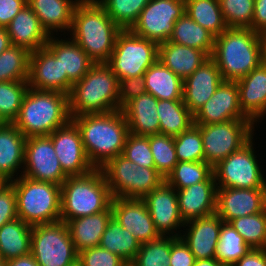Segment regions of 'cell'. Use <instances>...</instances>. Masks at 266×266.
I'll use <instances>...</instances> for the list:
<instances>
[{
	"instance_id": "cell-1",
	"label": "cell",
	"mask_w": 266,
	"mask_h": 266,
	"mask_svg": "<svg viewBox=\"0 0 266 266\" xmlns=\"http://www.w3.org/2000/svg\"><path fill=\"white\" fill-rule=\"evenodd\" d=\"M71 120L80 130L86 155L95 169L123 153L129 129L121 109L83 114Z\"/></svg>"
},
{
	"instance_id": "cell-2",
	"label": "cell",
	"mask_w": 266,
	"mask_h": 266,
	"mask_svg": "<svg viewBox=\"0 0 266 266\" xmlns=\"http://www.w3.org/2000/svg\"><path fill=\"white\" fill-rule=\"evenodd\" d=\"M211 58L224 81H237L266 60L263 37L251 28H227L215 37Z\"/></svg>"
},
{
	"instance_id": "cell-3",
	"label": "cell",
	"mask_w": 266,
	"mask_h": 266,
	"mask_svg": "<svg viewBox=\"0 0 266 266\" xmlns=\"http://www.w3.org/2000/svg\"><path fill=\"white\" fill-rule=\"evenodd\" d=\"M121 30L97 0H80L75 7L69 32L70 38L95 63H105L112 55Z\"/></svg>"
},
{
	"instance_id": "cell-4",
	"label": "cell",
	"mask_w": 266,
	"mask_h": 266,
	"mask_svg": "<svg viewBox=\"0 0 266 266\" xmlns=\"http://www.w3.org/2000/svg\"><path fill=\"white\" fill-rule=\"evenodd\" d=\"M71 120L68 95L28 88L15 127L26 137L49 136Z\"/></svg>"
},
{
	"instance_id": "cell-5",
	"label": "cell",
	"mask_w": 266,
	"mask_h": 266,
	"mask_svg": "<svg viewBox=\"0 0 266 266\" xmlns=\"http://www.w3.org/2000/svg\"><path fill=\"white\" fill-rule=\"evenodd\" d=\"M119 80L105 63H95L68 95L70 117L119 110Z\"/></svg>"
},
{
	"instance_id": "cell-6",
	"label": "cell",
	"mask_w": 266,
	"mask_h": 266,
	"mask_svg": "<svg viewBox=\"0 0 266 266\" xmlns=\"http://www.w3.org/2000/svg\"><path fill=\"white\" fill-rule=\"evenodd\" d=\"M112 198L101 169L68 176L61 185V220L67 222L105 211Z\"/></svg>"
},
{
	"instance_id": "cell-7",
	"label": "cell",
	"mask_w": 266,
	"mask_h": 266,
	"mask_svg": "<svg viewBox=\"0 0 266 266\" xmlns=\"http://www.w3.org/2000/svg\"><path fill=\"white\" fill-rule=\"evenodd\" d=\"M16 193L17 216L31 226L61 220V186L20 176L10 181Z\"/></svg>"
},
{
	"instance_id": "cell-8",
	"label": "cell",
	"mask_w": 266,
	"mask_h": 266,
	"mask_svg": "<svg viewBox=\"0 0 266 266\" xmlns=\"http://www.w3.org/2000/svg\"><path fill=\"white\" fill-rule=\"evenodd\" d=\"M159 44L142 38L130 29H122L115 41L114 50L105 64L122 78L144 76L148 68L158 60Z\"/></svg>"
},
{
	"instance_id": "cell-9",
	"label": "cell",
	"mask_w": 266,
	"mask_h": 266,
	"mask_svg": "<svg viewBox=\"0 0 266 266\" xmlns=\"http://www.w3.org/2000/svg\"><path fill=\"white\" fill-rule=\"evenodd\" d=\"M31 254L39 266H69L78 259L66 222L32 226Z\"/></svg>"
},
{
	"instance_id": "cell-10",
	"label": "cell",
	"mask_w": 266,
	"mask_h": 266,
	"mask_svg": "<svg viewBox=\"0 0 266 266\" xmlns=\"http://www.w3.org/2000/svg\"><path fill=\"white\" fill-rule=\"evenodd\" d=\"M202 137L205 162L212 167L239 150L254 136L251 120H229L222 123L198 125Z\"/></svg>"
},
{
	"instance_id": "cell-11",
	"label": "cell",
	"mask_w": 266,
	"mask_h": 266,
	"mask_svg": "<svg viewBox=\"0 0 266 266\" xmlns=\"http://www.w3.org/2000/svg\"><path fill=\"white\" fill-rule=\"evenodd\" d=\"M253 137L213 167L217 188H266V177L256 159Z\"/></svg>"
},
{
	"instance_id": "cell-12",
	"label": "cell",
	"mask_w": 266,
	"mask_h": 266,
	"mask_svg": "<svg viewBox=\"0 0 266 266\" xmlns=\"http://www.w3.org/2000/svg\"><path fill=\"white\" fill-rule=\"evenodd\" d=\"M185 13V0H150L130 30L160 44L168 41L175 22Z\"/></svg>"
},
{
	"instance_id": "cell-13",
	"label": "cell",
	"mask_w": 266,
	"mask_h": 266,
	"mask_svg": "<svg viewBox=\"0 0 266 266\" xmlns=\"http://www.w3.org/2000/svg\"><path fill=\"white\" fill-rule=\"evenodd\" d=\"M22 176L60 186L68 178L62 170L49 136H32L26 139Z\"/></svg>"
},
{
	"instance_id": "cell-14",
	"label": "cell",
	"mask_w": 266,
	"mask_h": 266,
	"mask_svg": "<svg viewBox=\"0 0 266 266\" xmlns=\"http://www.w3.org/2000/svg\"><path fill=\"white\" fill-rule=\"evenodd\" d=\"M49 137L67 176H82L95 169L86 155L80 130L72 120L56 129Z\"/></svg>"
},
{
	"instance_id": "cell-15",
	"label": "cell",
	"mask_w": 266,
	"mask_h": 266,
	"mask_svg": "<svg viewBox=\"0 0 266 266\" xmlns=\"http://www.w3.org/2000/svg\"><path fill=\"white\" fill-rule=\"evenodd\" d=\"M28 85L35 90L69 95L73 83L62 75L60 58L45 46L30 53Z\"/></svg>"
},
{
	"instance_id": "cell-16",
	"label": "cell",
	"mask_w": 266,
	"mask_h": 266,
	"mask_svg": "<svg viewBox=\"0 0 266 266\" xmlns=\"http://www.w3.org/2000/svg\"><path fill=\"white\" fill-rule=\"evenodd\" d=\"M142 200L146 204L156 230L161 236H170L171 234L172 237H180L182 233L177 229L184 227L185 223L180 216L178 196L173 187L164 181Z\"/></svg>"
},
{
	"instance_id": "cell-17",
	"label": "cell",
	"mask_w": 266,
	"mask_h": 266,
	"mask_svg": "<svg viewBox=\"0 0 266 266\" xmlns=\"http://www.w3.org/2000/svg\"><path fill=\"white\" fill-rule=\"evenodd\" d=\"M250 120L241 110L236 81H223L212 97L194 114L195 125Z\"/></svg>"
},
{
	"instance_id": "cell-18",
	"label": "cell",
	"mask_w": 266,
	"mask_h": 266,
	"mask_svg": "<svg viewBox=\"0 0 266 266\" xmlns=\"http://www.w3.org/2000/svg\"><path fill=\"white\" fill-rule=\"evenodd\" d=\"M266 208V188H217L216 214L224 223L260 213Z\"/></svg>"
},
{
	"instance_id": "cell-19",
	"label": "cell",
	"mask_w": 266,
	"mask_h": 266,
	"mask_svg": "<svg viewBox=\"0 0 266 266\" xmlns=\"http://www.w3.org/2000/svg\"><path fill=\"white\" fill-rule=\"evenodd\" d=\"M113 217L128 230L140 244L156 240L161 235L142 199L112 198Z\"/></svg>"
},
{
	"instance_id": "cell-20",
	"label": "cell",
	"mask_w": 266,
	"mask_h": 266,
	"mask_svg": "<svg viewBox=\"0 0 266 266\" xmlns=\"http://www.w3.org/2000/svg\"><path fill=\"white\" fill-rule=\"evenodd\" d=\"M223 81L211 57L183 80V102L193 115L212 97Z\"/></svg>"
},
{
	"instance_id": "cell-21",
	"label": "cell",
	"mask_w": 266,
	"mask_h": 266,
	"mask_svg": "<svg viewBox=\"0 0 266 266\" xmlns=\"http://www.w3.org/2000/svg\"><path fill=\"white\" fill-rule=\"evenodd\" d=\"M175 190L184 223L216 213L217 185L214 173L206 181Z\"/></svg>"
},
{
	"instance_id": "cell-22",
	"label": "cell",
	"mask_w": 266,
	"mask_h": 266,
	"mask_svg": "<svg viewBox=\"0 0 266 266\" xmlns=\"http://www.w3.org/2000/svg\"><path fill=\"white\" fill-rule=\"evenodd\" d=\"M223 223L216 213L185 223L184 227L189 228L180 237L188 245L196 260L215 258Z\"/></svg>"
},
{
	"instance_id": "cell-23",
	"label": "cell",
	"mask_w": 266,
	"mask_h": 266,
	"mask_svg": "<svg viewBox=\"0 0 266 266\" xmlns=\"http://www.w3.org/2000/svg\"><path fill=\"white\" fill-rule=\"evenodd\" d=\"M242 112L255 124L266 115V60L237 80Z\"/></svg>"
},
{
	"instance_id": "cell-24",
	"label": "cell",
	"mask_w": 266,
	"mask_h": 266,
	"mask_svg": "<svg viewBox=\"0 0 266 266\" xmlns=\"http://www.w3.org/2000/svg\"><path fill=\"white\" fill-rule=\"evenodd\" d=\"M26 139L13 123L0 127V179L3 182L22 176ZM19 171L20 175L17 174Z\"/></svg>"
},
{
	"instance_id": "cell-25",
	"label": "cell",
	"mask_w": 266,
	"mask_h": 266,
	"mask_svg": "<svg viewBox=\"0 0 266 266\" xmlns=\"http://www.w3.org/2000/svg\"><path fill=\"white\" fill-rule=\"evenodd\" d=\"M6 28L11 44L23 47L29 52L45 47L50 37L28 5L19 11Z\"/></svg>"
},
{
	"instance_id": "cell-26",
	"label": "cell",
	"mask_w": 266,
	"mask_h": 266,
	"mask_svg": "<svg viewBox=\"0 0 266 266\" xmlns=\"http://www.w3.org/2000/svg\"><path fill=\"white\" fill-rule=\"evenodd\" d=\"M158 99L149 93L130 100L121 110L129 133L137 136L159 134Z\"/></svg>"
},
{
	"instance_id": "cell-27",
	"label": "cell",
	"mask_w": 266,
	"mask_h": 266,
	"mask_svg": "<svg viewBox=\"0 0 266 266\" xmlns=\"http://www.w3.org/2000/svg\"><path fill=\"white\" fill-rule=\"evenodd\" d=\"M80 0H27V5L39 18L40 24L49 36L53 32L70 31L73 13Z\"/></svg>"
},
{
	"instance_id": "cell-28",
	"label": "cell",
	"mask_w": 266,
	"mask_h": 266,
	"mask_svg": "<svg viewBox=\"0 0 266 266\" xmlns=\"http://www.w3.org/2000/svg\"><path fill=\"white\" fill-rule=\"evenodd\" d=\"M59 39L55 38V35L50 36L46 46L60 58L62 75H67V78L74 84L88 73L95 62L71 38Z\"/></svg>"
},
{
	"instance_id": "cell-29",
	"label": "cell",
	"mask_w": 266,
	"mask_h": 266,
	"mask_svg": "<svg viewBox=\"0 0 266 266\" xmlns=\"http://www.w3.org/2000/svg\"><path fill=\"white\" fill-rule=\"evenodd\" d=\"M209 58L207 53L193 47L169 41L159 44L158 59L182 80L190 76Z\"/></svg>"
},
{
	"instance_id": "cell-30",
	"label": "cell",
	"mask_w": 266,
	"mask_h": 266,
	"mask_svg": "<svg viewBox=\"0 0 266 266\" xmlns=\"http://www.w3.org/2000/svg\"><path fill=\"white\" fill-rule=\"evenodd\" d=\"M113 211L111 205L100 213L68 220L66 222L77 253L97 247Z\"/></svg>"
},
{
	"instance_id": "cell-31",
	"label": "cell",
	"mask_w": 266,
	"mask_h": 266,
	"mask_svg": "<svg viewBox=\"0 0 266 266\" xmlns=\"http://www.w3.org/2000/svg\"><path fill=\"white\" fill-rule=\"evenodd\" d=\"M146 93L158 100H183V80L159 59L144 73Z\"/></svg>"
},
{
	"instance_id": "cell-32",
	"label": "cell",
	"mask_w": 266,
	"mask_h": 266,
	"mask_svg": "<svg viewBox=\"0 0 266 266\" xmlns=\"http://www.w3.org/2000/svg\"><path fill=\"white\" fill-rule=\"evenodd\" d=\"M137 167L136 163L121 154L100 168L113 198L133 199V183Z\"/></svg>"
},
{
	"instance_id": "cell-33",
	"label": "cell",
	"mask_w": 266,
	"mask_h": 266,
	"mask_svg": "<svg viewBox=\"0 0 266 266\" xmlns=\"http://www.w3.org/2000/svg\"><path fill=\"white\" fill-rule=\"evenodd\" d=\"M32 226L20 218L0 228V258L4 261L31 253Z\"/></svg>"
},
{
	"instance_id": "cell-34",
	"label": "cell",
	"mask_w": 266,
	"mask_h": 266,
	"mask_svg": "<svg viewBox=\"0 0 266 266\" xmlns=\"http://www.w3.org/2000/svg\"><path fill=\"white\" fill-rule=\"evenodd\" d=\"M168 41L199 49L211 57L215 36L184 13L175 22Z\"/></svg>"
},
{
	"instance_id": "cell-35",
	"label": "cell",
	"mask_w": 266,
	"mask_h": 266,
	"mask_svg": "<svg viewBox=\"0 0 266 266\" xmlns=\"http://www.w3.org/2000/svg\"><path fill=\"white\" fill-rule=\"evenodd\" d=\"M159 134L177 136L194 124V115L183 100H158Z\"/></svg>"
},
{
	"instance_id": "cell-36",
	"label": "cell",
	"mask_w": 266,
	"mask_h": 266,
	"mask_svg": "<svg viewBox=\"0 0 266 266\" xmlns=\"http://www.w3.org/2000/svg\"><path fill=\"white\" fill-rule=\"evenodd\" d=\"M99 246L119 256L126 263H131L141 244L112 216L102 234Z\"/></svg>"
},
{
	"instance_id": "cell-37",
	"label": "cell",
	"mask_w": 266,
	"mask_h": 266,
	"mask_svg": "<svg viewBox=\"0 0 266 266\" xmlns=\"http://www.w3.org/2000/svg\"><path fill=\"white\" fill-rule=\"evenodd\" d=\"M185 13L215 37L228 28L219 0H185Z\"/></svg>"
},
{
	"instance_id": "cell-38",
	"label": "cell",
	"mask_w": 266,
	"mask_h": 266,
	"mask_svg": "<svg viewBox=\"0 0 266 266\" xmlns=\"http://www.w3.org/2000/svg\"><path fill=\"white\" fill-rule=\"evenodd\" d=\"M250 249L243 237L229 223L222 224L215 258L223 266L234 265Z\"/></svg>"
},
{
	"instance_id": "cell-39",
	"label": "cell",
	"mask_w": 266,
	"mask_h": 266,
	"mask_svg": "<svg viewBox=\"0 0 266 266\" xmlns=\"http://www.w3.org/2000/svg\"><path fill=\"white\" fill-rule=\"evenodd\" d=\"M30 53L15 45L3 51L0 54V82L28 81Z\"/></svg>"
},
{
	"instance_id": "cell-40",
	"label": "cell",
	"mask_w": 266,
	"mask_h": 266,
	"mask_svg": "<svg viewBox=\"0 0 266 266\" xmlns=\"http://www.w3.org/2000/svg\"><path fill=\"white\" fill-rule=\"evenodd\" d=\"M213 174V167L205 161L178 162L165 182L174 189H183L206 181Z\"/></svg>"
},
{
	"instance_id": "cell-41",
	"label": "cell",
	"mask_w": 266,
	"mask_h": 266,
	"mask_svg": "<svg viewBox=\"0 0 266 266\" xmlns=\"http://www.w3.org/2000/svg\"><path fill=\"white\" fill-rule=\"evenodd\" d=\"M229 224L255 249H266V208L253 215L231 220Z\"/></svg>"
},
{
	"instance_id": "cell-42",
	"label": "cell",
	"mask_w": 266,
	"mask_h": 266,
	"mask_svg": "<svg viewBox=\"0 0 266 266\" xmlns=\"http://www.w3.org/2000/svg\"><path fill=\"white\" fill-rule=\"evenodd\" d=\"M150 0H97L121 28L130 29Z\"/></svg>"
},
{
	"instance_id": "cell-43",
	"label": "cell",
	"mask_w": 266,
	"mask_h": 266,
	"mask_svg": "<svg viewBox=\"0 0 266 266\" xmlns=\"http://www.w3.org/2000/svg\"><path fill=\"white\" fill-rule=\"evenodd\" d=\"M173 237L160 236L141 244L140 249L131 262L133 266H170V252Z\"/></svg>"
},
{
	"instance_id": "cell-44",
	"label": "cell",
	"mask_w": 266,
	"mask_h": 266,
	"mask_svg": "<svg viewBox=\"0 0 266 266\" xmlns=\"http://www.w3.org/2000/svg\"><path fill=\"white\" fill-rule=\"evenodd\" d=\"M28 88V81L0 82V116L6 123H13L18 117Z\"/></svg>"
},
{
	"instance_id": "cell-45",
	"label": "cell",
	"mask_w": 266,
	"mask_h": 266,
	"mask_svg": "<svg viewBox=\"0 0 266 266\" xmlns=\"http://www.w3.org/2000/svg\"><path fill=\"white\" fill-rule=\"evenodd\" d=\"M149 144L155 168L166 179L178 163L174 137L164 134L149 135Z\"/></svg>"
},
{
	"instance_id": "cell-46",
	"label": "cell",
	"mask_w": 266,
	"mask_h": 266,
	"mask_svg": "<svg viewBox=\"0 0 266 266\" xmlns=\"http://www.w3.org/2000/svg\"><path fill=\"white\" fill-rule=\"evenodd\" d=\"M178 162L205 161L200 127L193 124L188 130L174 137Z\"/></svg>"
},
{
	"instance_id": "cell-47",
	"label": "cell",
	"mask_w": 266,
	"mask_h": 266,
	"mask_svg": "<svg viewBox=\"0 0 266 266\" xmlns=\"http://www.w3.org/2000/svg\"><path fill=\"white\" fill-rule=\"evenodd\" d=\"M222 16L229 28H251L255 0H219Z\"/></svg>"
},
{
	"instance_id": "cell-48",
	"label": "cell",
	"mask_w": 266,
	"mask_h": 266,
	"mask_svg": "<svg viewBox=\"0 0 266 266\" xmlns=\"http://www.w3.org/2000/svg\"><path fill=\"white\" fill-rule=\"evenodd\" d=\"M122 155L141 167L155 168L149 136H137L129 133Z\"/></svg>"
},
{
	"instance_id": "cell-49",
	"label": "cell",
	"mask_w": 266,
	"mask_h": 266,
	"mask_svg": "<svg viewBox=\"0 0 266 266\" xmlns=\"http://www.w3.org/2000/svg\"><path fill=\"white\" fill-rule=\"evenodd\" d=\"M165 179L156 168L138 167L135 169L133 199H143L153 189L158 188Z\"/></svg>"
},
{
	"instance_id": "cell-50",
	"label": "cell",
	"mask_w": 266,
	"mask_h": 266,
	"mask_svg": "<svg viewBox=\"0 0 266 266\" xmlns=\"http://www.w3.org/2000/svg\"><path fill=\"white\" fill-rule=\"evenodd\" d=\"M78 260L83 266H125L127 264L122 258L100 246L79 252Z\"/></svg>"
},
{
	"instance_id": "cell-51",
	"label": "cell",
	"mask_w": 266,
	"mask_h": 266,
	"mask_svg": "<svg viewBox=\"0 0 266 266\" xmlns=\"http://www.w3.org/2000/svg\"><path fill=\"white\" fill-rule=\"evenodd\" d=\"M16 193L11 182L0 184V228L17 219Z\"/></svg>"
},
{
	"instance_id": "cell-52",
	"label": "cell",
	"mask_w": 266,
	"mask_h": 266,
	"mask_svg": "<svg viewBox=\"0 0 266 266\" xmlns=\"http://www.w3.org/2000/svg\"><path fill=\"white\" fill-rule=\"evenodd\" d=\"M119 110L130 100L146 93L144 76L122 78L119 80Z\"/></svg>"
},
{
	"instance_id": "cell-53",
	"label": "cell",
	"mask_w": 266,
	"mask_h": 266,
	"mask_svg": "<svg viewBox=\"0 0 266 266\" xmlns=\"http://www.w3.org/2000/svg\"><path fill=\"white\" fill-rule=\"evenodd\" d=\"M195 257L181 237L173 236L170 252V266H194Z\"/></svg>"
},
{
	"instance_id": "cell-54",
	"label": "cell",
	"mask_w": 266,
	"mask_h": 266,
	"mask_svg": "<svg viewBox=\"0 0 266 266\" xmlns=\"http://www.w3.org/2000/svg\"><path fill=\"white\" fill-rule=\"evenodd\" d=\"M27 0H0V27H7Z\"/></svg>"
},
{
	"instance_id": "cell-55",
	"label": "cell",
	"mask_w": 266,
	"mask_h": 266,
	"mask_svg": "<svg viewBox=\"0 0 266 266\" xmlns=\"http://www.w3.org/2000/svg\"><path fill=\"white\" fill-rule=\"evenodd\" d=\"M232 266H266V249L251 248Z\"/></svg>"
},
{
	"instance_id": "cell-56",
	"label": "cell",
	"mask_w": 266,
	"mask_h": 266,
	"mask_svg": "<svg viewBox=\"0 0 266 266\" xmlns=\"http://www.w3.org/2000/svg\"><path fill=\"white\" fill-rule=\"evenodd\" d=\"M251 29L261 35L266 32V0H255Z\"/></svg>"
},
{
	"instance_id": "cell-57",
	"label": "cell",
	"mask_w": 266,
	"mask_h": 266,
	"mask_svg": "<svg viewBox=\"0 0 266 266\" xmlns=\"http://www.w3.org/2000/svg\"><path fill=\"white\" fill-rule=\"evenodd\" d=\"M5 266H39L31 253L5 261Z\"/></svg>"
},
{
	"instance_id": "cell-58",
	"label": "cell",
	"mask_w": 266,
	"mask_h": 266,
	"mask_svg": "<svg viewBox=\"0 0 266 266\" xmlns=\"http://www.w3.org/2000/svg\"><path fill=\"white\" fill-rule=\"evenodd\" d=\"M10 36L6 27H0V54L11 46Z\"/></svg>"
},
{
	"instance_id": "cell-59",
	"label": "cell",
	"mask_w": 266,
	"mask_h": 266,
	"mask_svg": "<svg viewBox=\"0 0 266 266\" xmlns=\"http://www.w3.org/2000/svg\"><path fill=\"white\" fill-rule=\"evenodd\" d=\"M194 266H223L216 258L195 260Z\"/></svg>"
},
{
	"instance_id": "cell-60",
	"label": "cell",
	"mask_w": 266,
	"mask_h": 266,
	"mask_svg": "<svg viewBox=\"0 0 266 266\" xmlns=\"http://www.w3.org/2000/svg\"><path fill=\"white\" fill-rule=\"evenodd\" d=\"M263 42H264V51H265V57H266V32L262 34Z\"/></svg>"
},
{
	"instance_id": "cell-61",
	"label": "cell",
	"mask_w": 266,
	"mask_h": 266,
	"mask_svg": "<svg viewBox=\"0 0 266 266\" xmlns=\"http://www.w3.org/2000/svg\"><path fill=\"white\" fill-rule=\"evenodd\" d=\"M69 266H83V264L77 259L74 263L70 264Z\"/></svg>"
},
{
	"instance_id": "cell-62",
	"label": "cell",
	"mask_w": 266,
	"mask_h": 266,
	"mask_svg": "<svg viewBox=\"0 0 266 266\" xmlns=\"http://www.w3.org/2000/svg\"><path fill=\"white\" fill-rule=\"evenodd\" d=\"M6 122L3 120V118L0 116V127L4 126Z\"/></svg>"
},
{
	"instance_id": "cell-63",
	"label": "cell",
	"mask_w": 266,
	"mask_h": 266,
	"mask_svg": "<svg viewBox=\"0 0 266 266\" xmlns=\"http://www.w3.org/2000/svg\"><path fill=\"white\" fill-rule=\"evenodd\" d=\"M0 266H5V261L0 258Z\"/></svg>"
},
{
	"instance_id": "cell-64",
	"label": "cell",
	"mask_w": 266,
	"mask_h": 266,
	"mask_svg": "<svg viewBox=\"0 0 266 266\" xmlns=\"http://www.w3.org/2000/svg\"><path fill=\"white\" fill-rule=\"evenodd\" d=\"M125 266H133L131 263H127Z\"/></svg>"
}]
</instances>
